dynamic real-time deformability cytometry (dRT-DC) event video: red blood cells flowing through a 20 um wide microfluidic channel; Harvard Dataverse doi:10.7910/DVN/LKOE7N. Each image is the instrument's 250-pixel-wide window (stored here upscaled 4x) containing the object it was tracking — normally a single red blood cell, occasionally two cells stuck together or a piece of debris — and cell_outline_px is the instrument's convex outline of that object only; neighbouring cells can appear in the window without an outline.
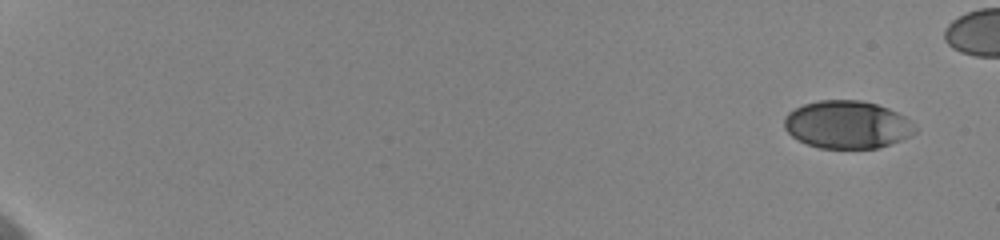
{"species": "human", "species_latin": "Homo sapiens", "temperature_condition": "cold", "stored_images_in_passage": 8, "camera_frame_rate_fps": 3000, "um_per_image_px": 0.085, "donor": {"sex": "female"}, "frame": {"image": 1, "passage_image": 1, "time_ms": 0.0, "image_size_px": [1000, 240], "cell_outline_px": [[920, 128], [916, 132], [900, 140], [876, 148], [820, 148], [808, 144], [792, 136], [784, 128], [784, 116], [788, 112], [804, 104], [820, 100], [860, 100], [876, 104], [888, 108], [904, 116]], "centroid_in_image_um": [72.02, 10.59], "position_along_channel_um": 13.0, "area_um2": 36.3}}